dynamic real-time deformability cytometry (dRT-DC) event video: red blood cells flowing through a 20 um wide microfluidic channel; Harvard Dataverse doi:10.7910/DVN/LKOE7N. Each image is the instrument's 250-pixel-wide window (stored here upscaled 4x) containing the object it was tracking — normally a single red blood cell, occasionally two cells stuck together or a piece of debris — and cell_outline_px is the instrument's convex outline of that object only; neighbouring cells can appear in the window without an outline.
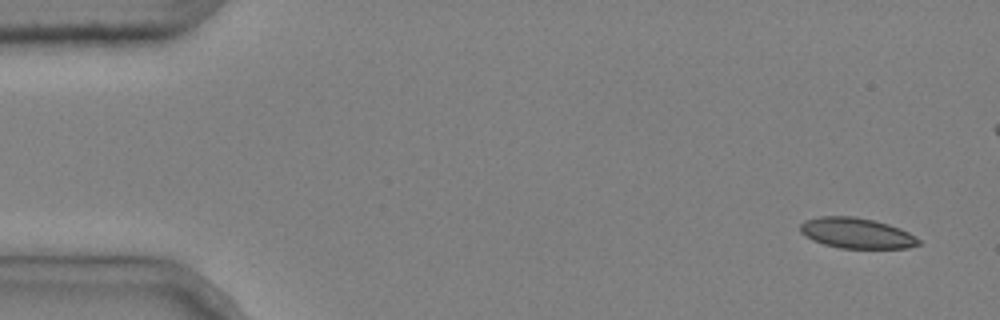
{"species": "common noctule bat (a hibernating species)", "species_latin": "Nyctalus noctula", "temperature_condition": "cold", "stored_images_in_passage": 6, "camera_frame_rate_fps": 3000, "um_per_image_px": 0.085, "animal": {"sex": "male", "body_mass_g": 20.4}, "frame": {"image": 1, "passage_image": 1, "time_ms": 0.0, "image_size_px": [1000, 320], "cell_outline_px": [[920, 244], [908, 248], [840, 248], [824, 244], [812, 240], [800, 232], [800, 224], [804, 220], [820, 216], [856, 216], [888, 224], [900, 228], [908, 232], [920, 240]], "centroid_in_image_um": [72.79, 19.81], "position_along_channel_um": 12.2, "area_um2": 21.04}}